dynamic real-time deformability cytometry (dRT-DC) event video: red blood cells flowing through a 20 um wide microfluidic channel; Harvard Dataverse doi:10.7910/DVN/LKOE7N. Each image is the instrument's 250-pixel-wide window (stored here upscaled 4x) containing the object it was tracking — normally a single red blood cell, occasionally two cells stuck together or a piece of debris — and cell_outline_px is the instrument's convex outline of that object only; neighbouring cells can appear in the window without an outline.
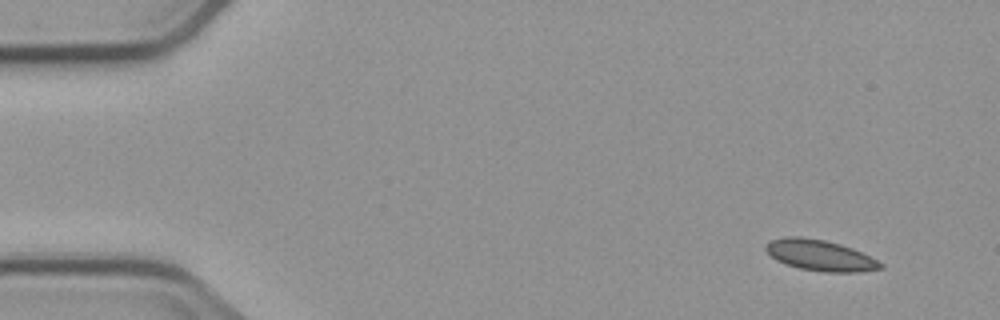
{"species": "common noctule bat (a hibernating species)", "species_latin": "Nyctalus noctula", "temperature_condition": "cold", "stored_images_in_passage": 5, "camera_frame_rate_fps": 3000, "um_per_image_px": 0.085, "animal": {"sex": "male", "body_mass_g": 23.1, "forearm_length_mm": 52.7}, "frame": {"image": 1, "passage_image": 1, "time_ms": 0.0, "image_size_px": [1000, 320], "cell_outline_px": [[884, 268], [860, 272], [824, 272], [800, 268], [784, 264], [776, 260], [764, 248], [772, 240], [788, 236], [800, 236], [824, 240], [840, 244], [852, 248], [884, 264]], "centroid_in_image_um": [69.72, 21.71], "position_along_channel_um": 15.3, "area_um2": 20.46}}